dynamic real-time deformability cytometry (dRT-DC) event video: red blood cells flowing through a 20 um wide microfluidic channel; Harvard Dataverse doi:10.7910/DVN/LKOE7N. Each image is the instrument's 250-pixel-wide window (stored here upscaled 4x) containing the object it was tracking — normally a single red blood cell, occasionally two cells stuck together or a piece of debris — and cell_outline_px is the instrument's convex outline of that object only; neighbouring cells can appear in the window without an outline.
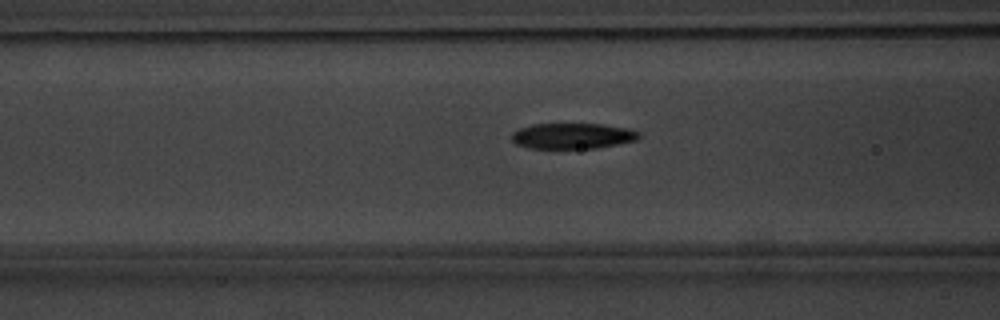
{"species": "common noctule bat (a hibernating species)", "species_latin": "Nyctalus noctula", "temperature_condition": "warm", "stored_images_in_passage": 37, "camera_frame_rate_fps": 3000, "um_per_image_px": 0.085, "animal": {"sex": "male", "body_mass_g": 20.1, "forearm_length_mm": 53.5}, "frame": {"image": 1, "passage_image": 5, "time_ms": 1.333, "image_size_px": [1000, 320], "cell_outline_px": [[640, 136], [636, 140], [596, 148], [528, 148], [516, 144], [512, 140], [512, 132], [520, 128], [532, 124], [604, 124], [628, 128], [640, 132]], "centroid_in_image_um": [48.66, 11.55], "position_along_channel_um": 117.9, "area_um2": 19.02}}
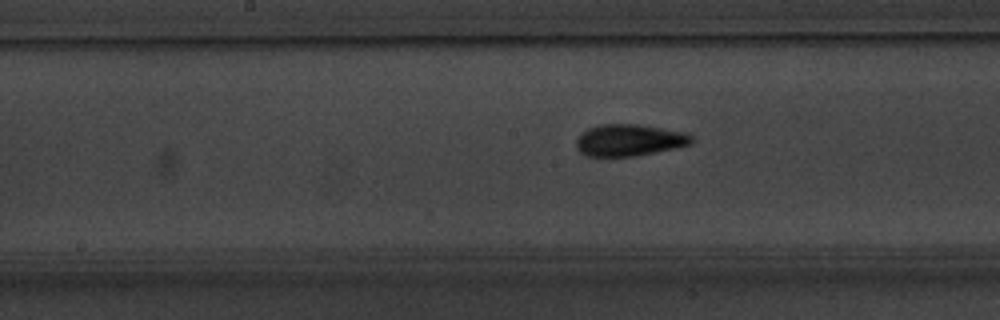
{"frame": {"image": 2, "passage_image": 11, "time_ms": 3.333, "image_size_px": [1000, 320], "cell_outline_px": [[696, 140], [692, 144], [676, 148], [636, 156], [584, 156], [576, 148], [576, 140], [588, 128], [600, 124], [640, 124], [684, 132], [692, 136]], "centroid_in_image_um": [53.52, 11.91], "position_along_channel_um": 194.7, "area_um2": 21.5}}
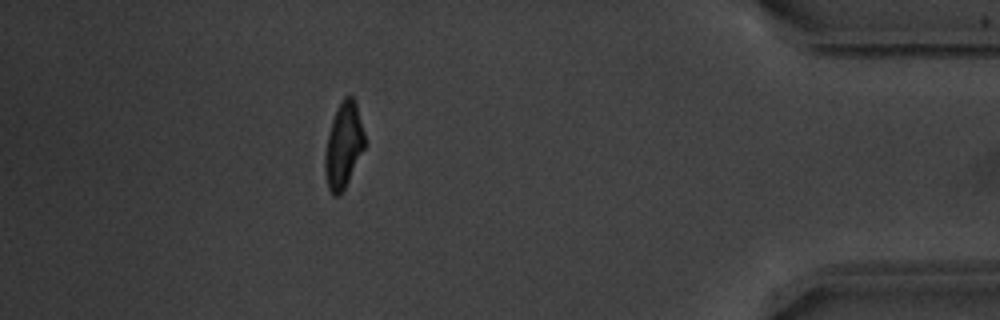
{"frame": {"image": 3, "passage_image": 31, "time_ms": 10.0, "image_size_px": [1000, 320], "cell_outline_px": [[364, 148], [340, 196], [332, 196], [328, 188], [324, 172], [324, 156], [328, 136], [332, 120], [336, 108], [340, 100], [344, 96], [352, 96], [356, 100], [364, 132]], "centroid_in_image_um": [29.18, 12.33], "position_along_channel_um": 406.0, "area_um2": 19.77}, "authors_computed_cell_mechanics": {"area_um2": 20.1722, "velocity_mm_per_s": 3.8269, "shape_relaxation_time_tau1_ms": 3.1384, "shape_relaxation_time_tau2_ms": 1.8952, "deformation_change_tau1": 0.1688, "deformation_change_tau2": 0.0842}}